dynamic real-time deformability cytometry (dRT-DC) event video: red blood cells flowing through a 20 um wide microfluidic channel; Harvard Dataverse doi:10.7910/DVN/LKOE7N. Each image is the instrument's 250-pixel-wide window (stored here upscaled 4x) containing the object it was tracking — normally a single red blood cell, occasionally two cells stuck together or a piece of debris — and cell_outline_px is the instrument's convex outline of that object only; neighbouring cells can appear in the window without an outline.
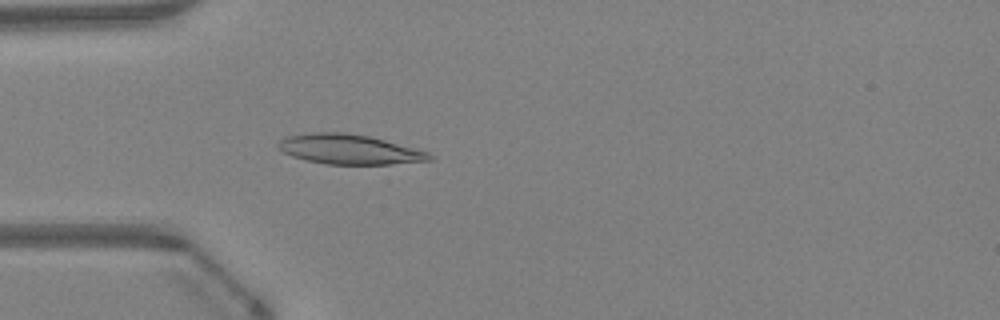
{"species": "Egyptian fruit bat (a non-hibernating species)", "species_latin": "Rousettus aegyptiacus", "temperature_condition": "warm", "stored_images_in_passage": 38, "camera_frame_rate_fps": 3000, "um_per_image_px": 0.085, "animal": {"sex": "female"}, "frame": {"image": 1, "passage_image": 5, "time_ms": 1.333, "image_size_px": [1000, 320], "cell_outline_px": [[432, 160], [392, 164], [328, 164], [308, 160], [292, 156], [284, 152], [276, 144], [284, 136], [312, 132], [344, 132], [368, 136], [416, 148], [428, 152], [432, 156]], "centroid_in_image_um": [29.68, 12.68], "position_along_channel_um": 55.3, "area_um2": 26.13}}
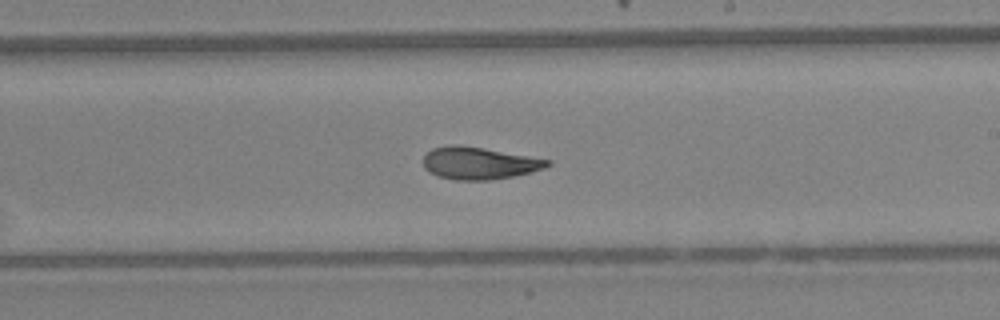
{"frame": {"image": 2, "passage_image": 19, "time_ms": 6.0, "image_size_px": [1000, 320], "cell_outline_px": [[552, 164], [544, 168], [512, 176], [488, 180], [456, 180], [436, 176], [428, 172], [424, 168], [424, 156], [432, 148], [452, 144], [456, 144], [484, 148], [552, 160]], "centroid_in_image_um": [40.69, 13.86], "position_along_channel_um": 248.3, "area_um2": 23.29}}
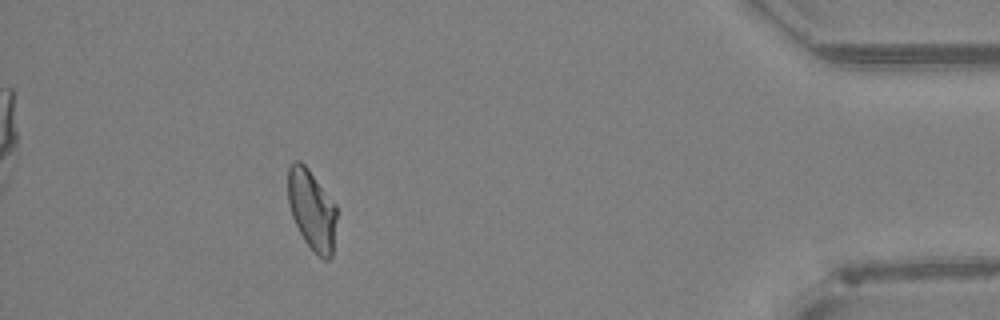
{"frame": {"image": 3, "passage_image": 34, "time_ms": 11.0, "image_size_px": [1000, 320], "cell_outline_px": [[336, 220], [332, 256], [328, 260], [324, 260], [304, 240], [292, 216], [288, 200], [288, 168], [296, 160], [300, 160], [308, 168], [336, 204]], "centroid_in_image_um": [26.51, 17.81], "position_along_channel_um": 408.7, "area_um2": 22.54}, "authors_computed_cell_mechanics": {"area_um2": 23.4957, "velocity_mm_per_s": 4.2732, "shape_relaxation_time_tau1_ms": 10.7841, "shape_relaxation_time_tau2_ms": 2.5487, "deformation_change_tau1": 0.2555, "deformation_change_tau2": 0.0891}}